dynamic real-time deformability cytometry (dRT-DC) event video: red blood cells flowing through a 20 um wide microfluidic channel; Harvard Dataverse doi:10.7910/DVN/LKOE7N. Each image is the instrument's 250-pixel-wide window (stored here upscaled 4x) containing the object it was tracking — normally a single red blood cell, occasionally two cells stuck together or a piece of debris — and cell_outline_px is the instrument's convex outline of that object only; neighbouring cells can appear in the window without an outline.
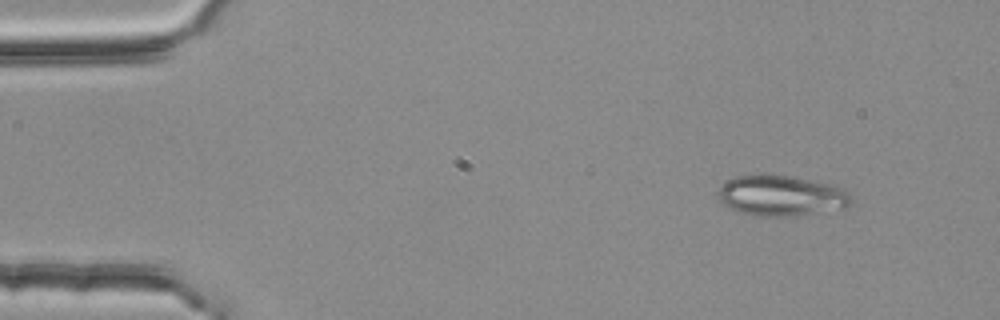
{"species": "common noctule bat (a hibernating species)", "species_latin": "Nyctalus noctula", "temperature_condition": "room temperature", "stored_images_in_passage": 3, "camera_frame_rate_fps": 3000, "um_per_image_px": 0.085, "animal": {"sex": "female", "body_mass_g": 25.1}, "frame": {"image": 1, "passage_image": 1, "time_ms": 0.0, "image_size_px": [1000, 320], "cell_outline_px": [[852, 204], [848, 208], [796, 216], [756, 216], [740, 212], [724, 204], [720, 200], [716, 192], [732, 176], [788, 176], [828, 184], [840, 188], [848, 192], [852, 196]], "centroid_in_image_um": [66.44, 16.67], "position_along_channel_um": 18.6, "area_um2": 31.1}}